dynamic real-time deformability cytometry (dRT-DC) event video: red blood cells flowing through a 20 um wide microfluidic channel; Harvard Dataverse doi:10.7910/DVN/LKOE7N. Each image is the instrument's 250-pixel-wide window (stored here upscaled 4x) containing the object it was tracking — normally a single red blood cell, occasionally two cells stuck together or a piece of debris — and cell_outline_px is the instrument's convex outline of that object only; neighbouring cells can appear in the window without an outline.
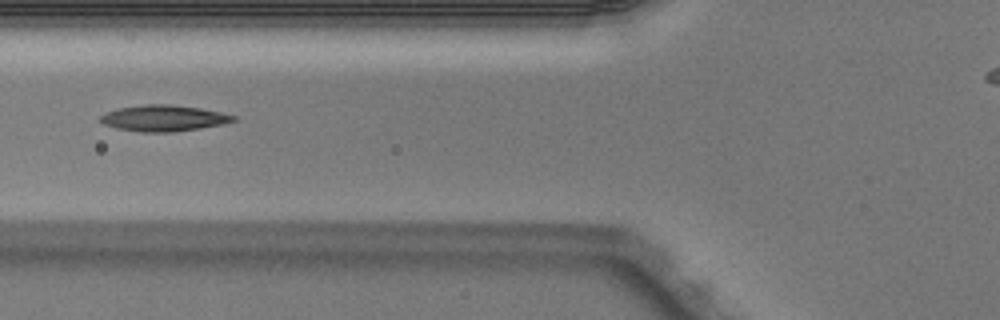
{"species": "Egyptian fruit bat (a non-hibernating species)", "species_latin": "Rousettus aegyptiacus", "temperature_condition": "warm", "stored_images_in_passage": 5, "camera_frame_rate_fps": 3000, "um_per_image_px": 0.085, "animal": {"sex": "male"}, "frame": {"image": 1, "passage_image": 5, "time_ms": 1.333, "image_size_px": [1000, 320], "cell_outline_px": [[236, 120], [220, 124], [200, 128], [172, 132], [140, 132], [116, 128], [104, 124], [100, 120], [100, 116], [116, 108], [144, 104], [168, 104], [200, 108], [220, 112], [236, 116]], "centroid_in_image_um": [13.88, 10.04], "position_along_channel_um": 111.9, "area_um2": 20.11}}